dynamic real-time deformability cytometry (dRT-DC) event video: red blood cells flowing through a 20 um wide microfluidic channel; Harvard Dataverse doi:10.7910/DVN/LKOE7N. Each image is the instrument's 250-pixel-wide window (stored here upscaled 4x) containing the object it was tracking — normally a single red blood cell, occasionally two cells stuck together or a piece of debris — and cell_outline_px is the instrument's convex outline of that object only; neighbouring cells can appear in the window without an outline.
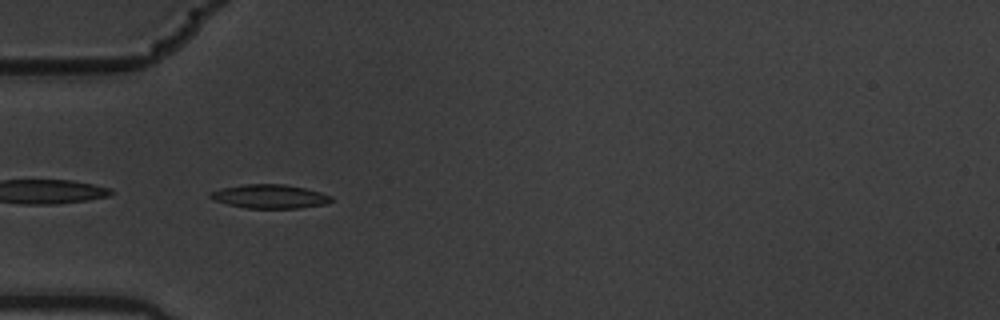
{"species": "common noctule bat (a hibernating species)", "species_latin": "Nyctalus noctula", "temperature_condition": "warm", "stored_images_in_passage": 6, "camera_frame_rate_fps": 3000, "um_per_image_px": 0.085, "animal": {"sex": "male", "body_mass_g": 19.5, "forearm_length_mm": 54.6}, "frame": {"image": 1, "passage_image": 5, "time_ms": 1.333, "image_size_px": [1000, 320], "cell_outline_px": [[332, 200], [324, 204], [300, 208], [244, 208], [212, 200], [208, 196], [208, 192], [220, 188], [244, 184], [284, 184], [304, 188], [320, 192], [332, 196]], "centroid_in_image_um": [22.86, 16.69], "position_along_channel_um": 62.1, "area_um2": 16.88}}